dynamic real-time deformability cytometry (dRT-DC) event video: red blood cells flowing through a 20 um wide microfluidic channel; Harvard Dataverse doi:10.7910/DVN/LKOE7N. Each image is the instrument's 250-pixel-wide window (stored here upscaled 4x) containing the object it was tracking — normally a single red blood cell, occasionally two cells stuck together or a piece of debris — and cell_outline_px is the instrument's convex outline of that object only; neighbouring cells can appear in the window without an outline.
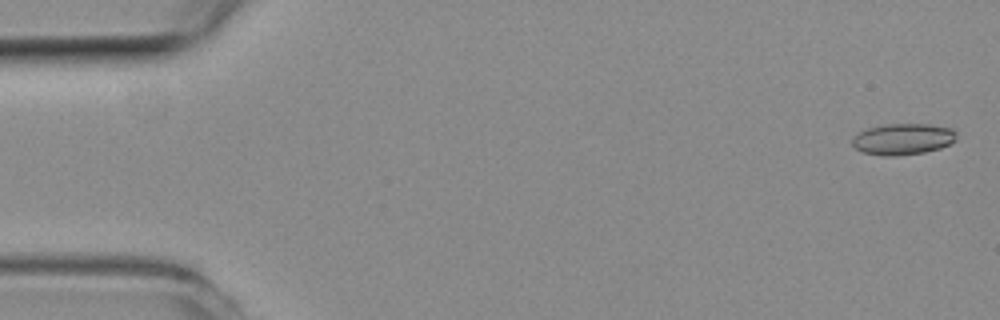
{"species": "common noctule bat (a hibernating species)", "species_latin": "Nyctalus noctula", "temperature_condition": "room temperature", "stored_images_in_passage": 53, "segment_of_instrument_passage": [1, 2], "camera_frame_rate_fps": 3000, "um_per_image_px": 0.085, "animal": {"sex": "female", "body_mass_g": 19.3, "forearm_length_mm": 54.1}, "frame": {"image": 1, "passage_image": 2, "time_ms": 0.333, "image_size_px": [1000, 320], "cell_outline_px": [[956, 140], [940, 148], [924, 152], [892, 156], [884, 156], [864, 152], [856, 148], [852, 144], [852, 140], [860, 132], [868, 128], [884, 124], [928, 124], [952, 128], [956, 132]], "centroid_in_image_um": [76.77, 11.81], "position_along_channel_um": 8.2, "area_um2": 18.79}}
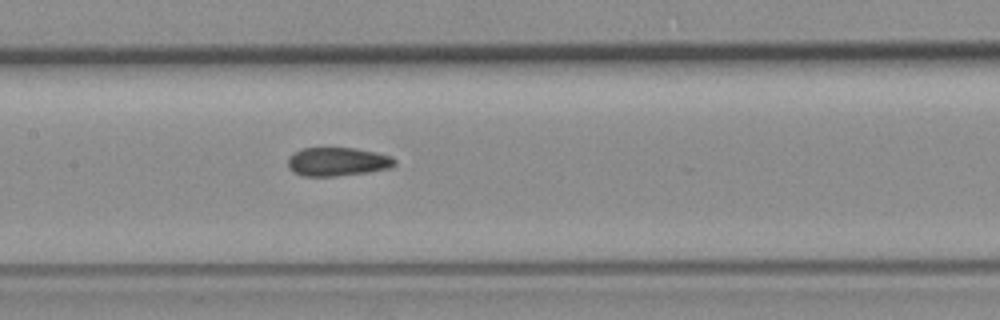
{"frame": {"image": 2, "passage_image": 25, "time_ms": 8.0, "image_size_px": [1000, 320], "cell_outline_px": [[396, 164], [392, 168], [368, 172], [336, 176], [300, 176], [292, 172], [288, 168], [288, 156], [304, 148], [356, 148], [376, 152], [392, 156], [396, 160]], "centroid_in_image_um": [28.7, 13.75], "position_along_channel_um": 178.7, "area_um2": 18.03}}
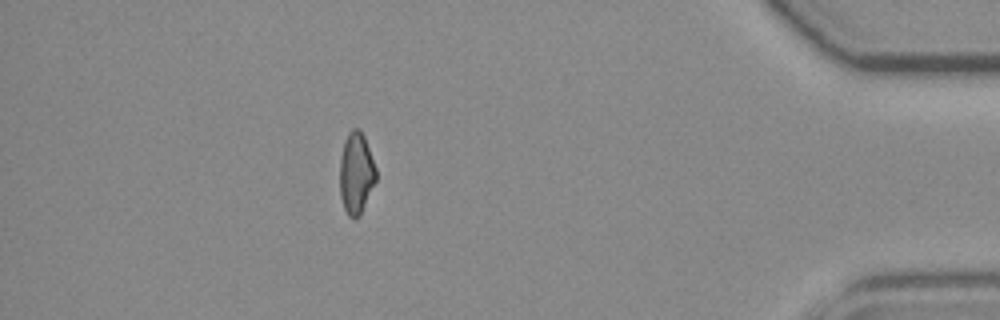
{"frame": {"image": 3, "passage_image": 46, "time_ms": 15.0, "image_size_px": [1000, 320], "cell_outline_px": [[376, 180], [360, 216], [356, 220], [348, 216], [344, 208], [340, 196], [340, 156], [344, 140], [348, 132], [352, 128], [360, 128], [364, 136], [376, 168]], "centroid_in_image_um": [30.26, 14.72], "position_along_channel_um": 404.9, "area_um2": 17.4}}